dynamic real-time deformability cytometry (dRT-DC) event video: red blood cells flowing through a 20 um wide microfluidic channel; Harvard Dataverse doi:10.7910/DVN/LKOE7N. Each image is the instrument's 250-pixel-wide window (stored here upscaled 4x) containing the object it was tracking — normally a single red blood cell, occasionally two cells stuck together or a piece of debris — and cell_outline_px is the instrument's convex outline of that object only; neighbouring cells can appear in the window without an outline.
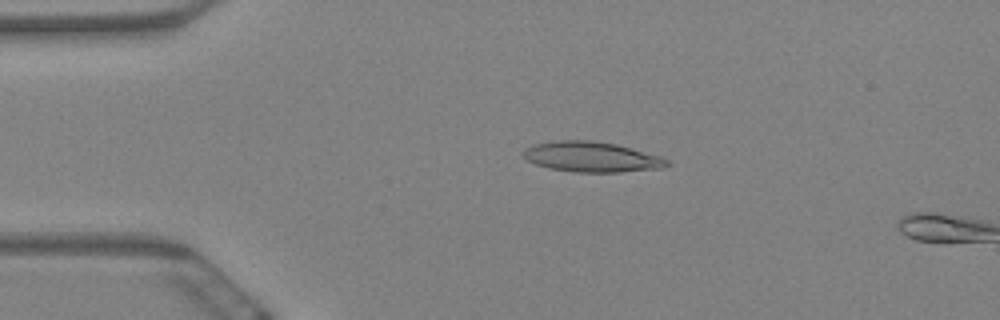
{"species": "Egyptian fruit bat (a non-hibernating species)", "species_latin": "Rousettus aegyptiacus", "temperature_condition": "warm", "stored_images_in_passage": 5, "camera_frame_rate_fps": 3000, "um_per_image_px": 0.085, "animal": {"sex": "female"}, "frame": {"image": 1, "passage_image": 4, "time_ms": 1.0, "image_size_px": [1000, 320], "cell_outline_px": [[668, 164], [664, 168], [620, 172], [576, 172], [548, 168], [536, 164], [528, 160], [524, 156], [524, 152], [528, 148], [536, 144], [556, 140], [588, 140], [616, 144], [660, 156], [668, 160]], "centroid_in_image_um": [50.32, 13.34], "position_along_channel_um": 34.7, "area_um2": 25.03}}